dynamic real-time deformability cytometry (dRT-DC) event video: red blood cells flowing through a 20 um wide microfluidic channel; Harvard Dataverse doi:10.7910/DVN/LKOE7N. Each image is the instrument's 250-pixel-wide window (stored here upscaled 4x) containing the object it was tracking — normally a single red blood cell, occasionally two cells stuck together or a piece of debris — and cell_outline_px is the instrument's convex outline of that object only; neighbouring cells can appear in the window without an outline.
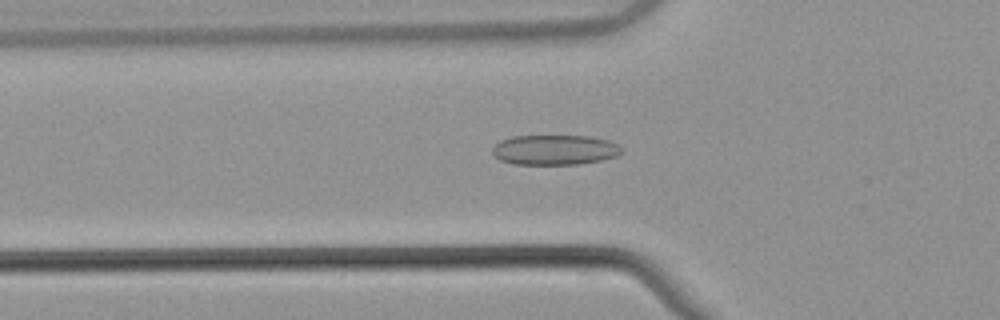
{"species": "common noctule bat (a hibernating species)", "species_latin": "Nyctalus noctula", "temperature_condition": "warm", "stored_images_in_passage": 44, "camera_frame_rate_fps": 3000, "um_per_image_px": 0.085, "animal": {"sex": "male", "body_mass_g": 21.5, "forearm_length_mm": 52.0}, "frame": {"image": 1, "passage_image": 8, "time_ms": 2.333, "image_size_px": [1000, 320], "cell_outline_px": [[624, 152], [616, 156], [600, 160], [580, 164], [512, 164], [500, 160], [492, 156], [492, 148], [500, 140], [512, 136], [588, 136], [608, 140], [620, 144], [624, 148]], "centroid_in_image_um": [47.16, 12.74], "position_along_channel_um": 78.6, "area_um2": 22.89}}
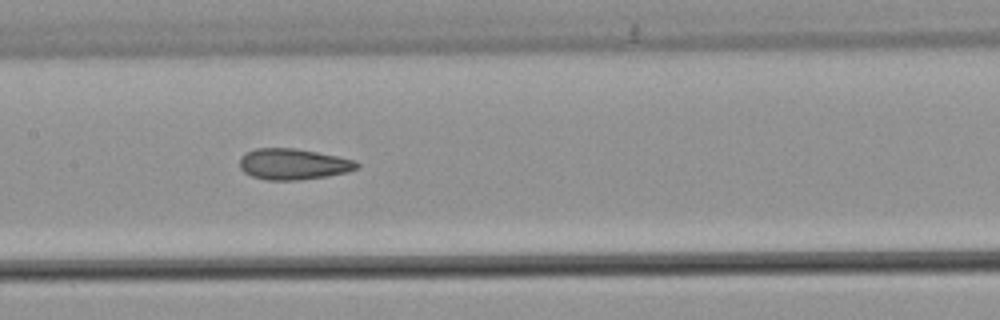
{"frame": {"image": 2, "passage_image": 16, "time_ms": 5.0, "image_size_px": [1000, 320], "cell_outline_px": [[360, 168], [348, 172], [328, 176], [300, 180], [268, 180], [252, 176], [244, 172], [240, 168], [240, 156], [244, 152], [256, 148], [296, 148], [356, 160], [360, 164]], "centroid_in_image_um": [24.94, 13.95], "position_along_channel_um": 182.5, "area_um2": 21.39}}
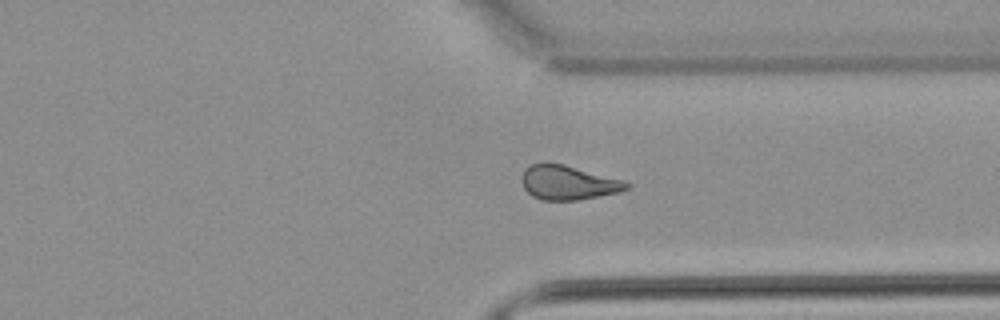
{"frame": {"image": 3, "passage_image": 30, "time_ms": 9.667, "image_size_px": [1000, 320], "cell_outline_px": [[632, 184], [628, 188], [620, 192], [576, 200], [540, 200], [532, 196], [524, 188], [520, 180], [524, 168], [532, 164], [544, 160], [548, 160], [564, 164], [624, 180]], "centroid_in_image_um": [48.25, 15.49], "position_along_channel_um": 363.2, "area_um2": 21.44}, "authors_computed_cell_mechanics": {"area_um2": 21.1259, "velocity_mm_per_s": 3.8733, "shape_relaxation_time_tau1_ms": null, "shape_relaxation_time_tau2_ms": 2.774, "deformation_change_tau1": null, "deformation_change_tau2": 0.0963}}